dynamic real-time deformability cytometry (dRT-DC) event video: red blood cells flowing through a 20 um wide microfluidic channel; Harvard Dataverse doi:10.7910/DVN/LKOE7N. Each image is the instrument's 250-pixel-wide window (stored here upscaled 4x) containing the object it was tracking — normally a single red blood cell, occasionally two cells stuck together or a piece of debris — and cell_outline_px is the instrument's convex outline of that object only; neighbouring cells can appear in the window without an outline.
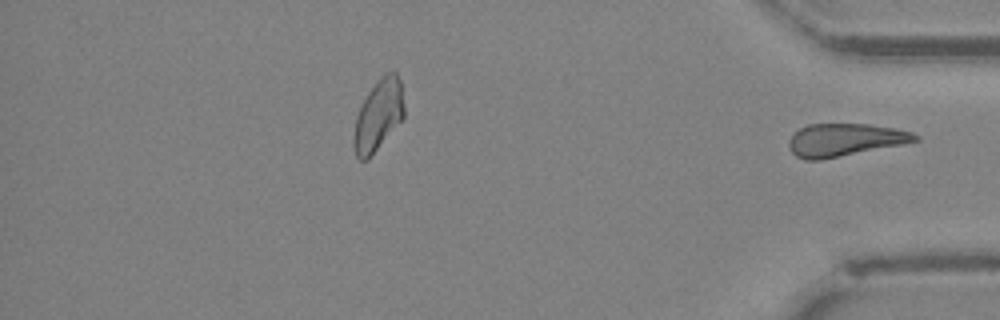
{"species": "Egyptian fruit bat (a non-hibernating species)", "species_latin": "Rousettus aegyptiacus", "temperature_condition": "cold", "stored_images_in_passage": 36, "segment_of_instrument_passage": [2, 2], "camera_frame_rate_fps": 3000, "um_per_image_px": 0.085, "animal": {"sex": "female"}, "frame": {"image": 1, "passage_image": 36, "time_ms": 11.667, "image_size_px": [1000, 320], "cell_outline_px": [[920, 140], [820, 160], [804, 160], [796, 156], [792, 152], [788, 144], [788, 140], [800, 128], [808, 124], [868, 124], [892, 128], [912, 132], [920, 136]], "centroid_in_image_um": [71.78, 11.88], "position_along_channel_um": 363.4, "area_um2": 23.7}}